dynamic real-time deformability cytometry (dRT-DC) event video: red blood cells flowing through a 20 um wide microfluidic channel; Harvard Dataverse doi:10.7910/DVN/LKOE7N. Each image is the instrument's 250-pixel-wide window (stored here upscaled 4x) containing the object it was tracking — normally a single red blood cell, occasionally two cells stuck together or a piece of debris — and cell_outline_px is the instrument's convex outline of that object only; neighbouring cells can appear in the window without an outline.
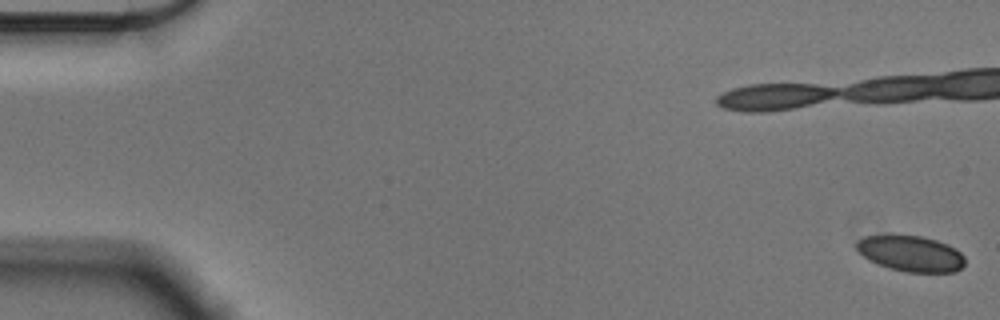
{"species": "Egyptian fruit bat (a non-hibernating species)", "species_latin": "Rousettus aegyptiacus", "temperature_condition": "cold", "stored_images_in_passage": 58, "camera_frame_rate_fps": 3000, "um_per_image_px": 0.085, "animal": {"sex": "male"}, "frame": {"image": 1, "passage_image": 1, "time_ms": 0.0, "image_size_px": [1000, 320], "cell_outline_px": [[964, 264], [956, 272], [904, 272], [888, 268], [876, 264], [868, 260], [856, 248], [856, 244], [864, 236], [888, 232], [892, 232], [920, 236], [936, 240], [948, 244], [956, 248], [964, 256]], "centroid_in_image_um": [77.38, 21.51], "position_along_channel_um": 7.6, "area_um2": 23.35}, "authors_computed_cell_mechanics": {"area_um2": 23.4379, "velocity_mm_per_s": 3.5416, "shape_relaxation_time_tau1_ms": 9.1609, "shape_relaxation_time_tau2_ms": null, "deformation_change_tau1": 0.096, "deformation_change_tau2": null}}